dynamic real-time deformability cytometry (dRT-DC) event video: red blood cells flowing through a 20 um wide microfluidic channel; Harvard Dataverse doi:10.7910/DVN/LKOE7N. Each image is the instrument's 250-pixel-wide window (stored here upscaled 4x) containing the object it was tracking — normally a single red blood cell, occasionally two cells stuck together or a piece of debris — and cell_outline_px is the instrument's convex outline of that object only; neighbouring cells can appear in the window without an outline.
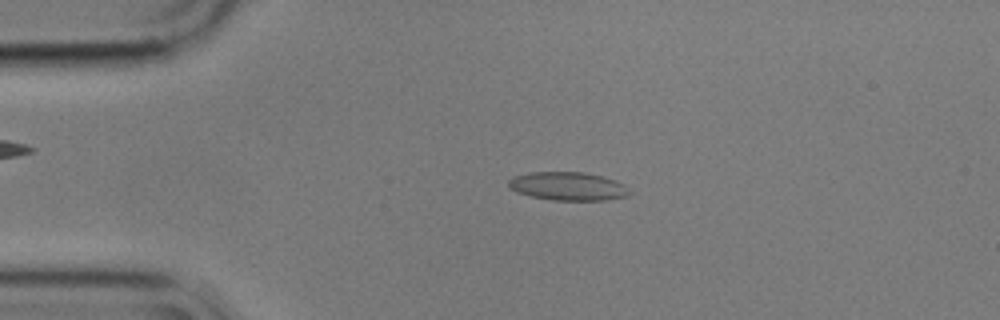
{"species": "common noctule bat (a hibernating species)", "species_latin": "Nyctalus noctula", "temperature_condition": "cold", "stored_images_in_passage": 55, "camera_frame_rate_fps": 3000, "um_per_image_px": 0.085, "animal": {"sex": "male", "body_mass_g": 17.9}, "frame": {"image": 1, "passage_image": 11, "time_ms": 3.333, "image_size_px": [1000, 320], "cell_outline_px": [[632, 192], [628, 196], [604, 200], [552, 200], [532, 196], [516, 192], [508, 184], [508, 180], [512, 176], [528, 172], [584, 172], [604, 176], [616, 180], [624, 184]], "centroid_in_image_um": [48.3, 15.82], "position_along_channel_um": 36.7, "area_um2": 20.17}}
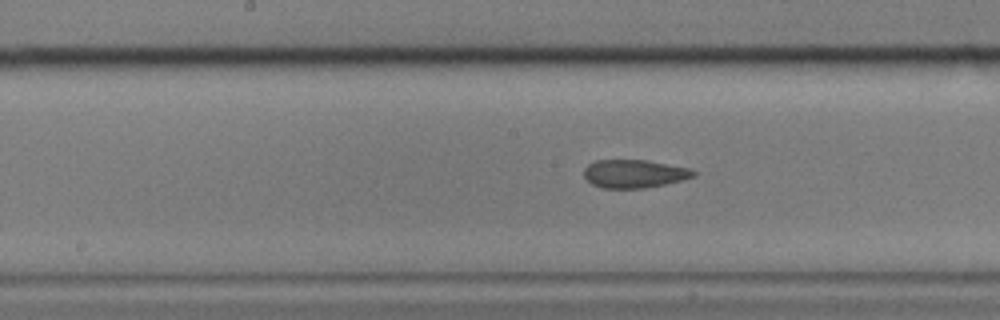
{"frame": {"image": 2, "passage_image": 27, "time_ms": 8.667, "image_size_px": [1000, 320], "cell_outline_px": [[696, 176], [664, 184], [644, 188], [600, 188], [592, 184], [584, 176], [584, 168], [588, 164], [596, 160], [648, 160], [692, 168], [696, 172]], "centroid_in_image_um": [53.92, 14.76], "position_along_channel_um": 194.3, "area_um2": 18.09}}
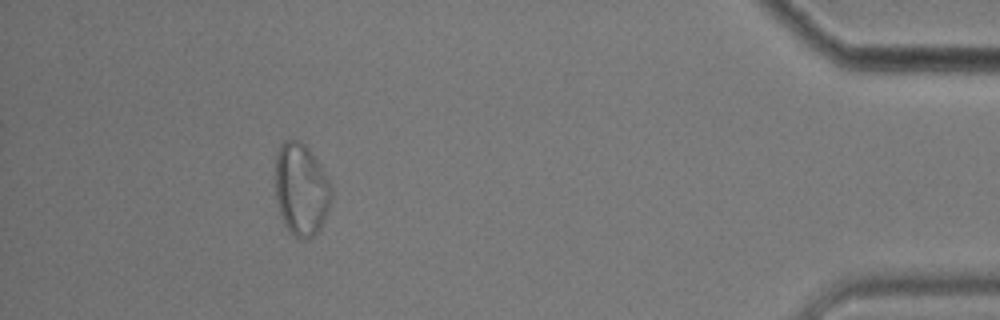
{"frame": {"image": 3, "passage_image": 50, "time_ms": 16.333, "image_size_px": [1000, 320], "cell_outline_px": [[332, 196], [328, 212], [320, 228], [308, 240], [304, 240], [292, 236], [288, 232], [284, 224], [276, 200], [276, 152], [280, 144], [284, 140], [300, 140], [308, 148], [324, 172], [332, 188]], "centroid_in_image_um": [25.59, 16.13], "position_along_channel_um": 409.6, "area_um2": 30.29}, "authors_computed_cell_mechanics": {"area_um2": 19.8832, "velocity_mm_per_s": 3.5432, "shape_relaxation_time_tau1_ms": 7.8565, "shape_relaxation_time_tau2_ms": 2.4341, "deformation_change_tau1": 0.1741, "deformation_change_tau2": 0.1002}}